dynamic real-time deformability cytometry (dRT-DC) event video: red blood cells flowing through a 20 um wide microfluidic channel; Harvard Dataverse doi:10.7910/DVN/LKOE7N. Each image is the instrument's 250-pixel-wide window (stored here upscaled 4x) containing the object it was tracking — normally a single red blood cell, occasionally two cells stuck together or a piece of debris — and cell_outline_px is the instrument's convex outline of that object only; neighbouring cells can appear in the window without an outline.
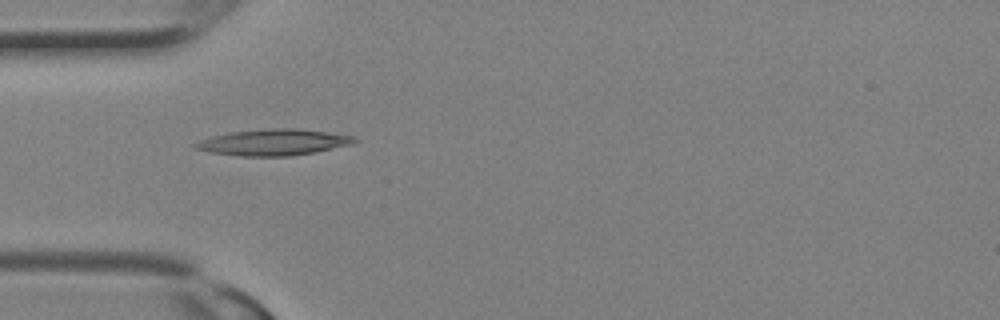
{"species": "Egyptian fruit bat (a non-hibernating species)", "species_latin": "Rousettus aegyptiacus", "temperature_condition": "room temperature", "stored_images_in_passage": 30, "camera_frame_rate_fps": 3000, "um_per_image_px": 0.085, "animal": {"sex": "female"}, "frame": {"image": 1, "passage_image": 9, "time_ms": 2.667, "image_size_px": [1000, 320], "cell_outline_px": [[360, 140], [352, 144], [316, 152], [288, 156], [240, 156], [212, 152], [196, 148], [192, 144], [200, 140], [212, 136], [232, 132], [272, 128], [296, 128], [356, 136]], "centroid_in_image_um": [23.3, 12.09], "position_along_channel_um": 61.7, "area_um2": 24.16}}
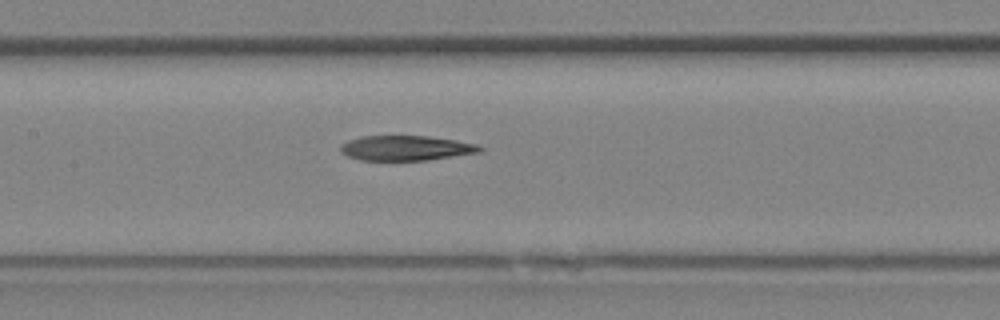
{"frame": {"image": 2, "passage_image": 14, "time_ms": 4.333, "image_size_px": [1000, 320], "cell_outline_px": [[484, 148], [480, 152], [428, 160], [360, 160], [348, 156], [340, 152], [340, 144], [348, 140], [360, 136], [428, 136], [456, 140], [476, 144]], "centroid_in_image_um": [34.48, 12.58], "position_along_channel_um": 172.9, "area_um2": 20.29}}
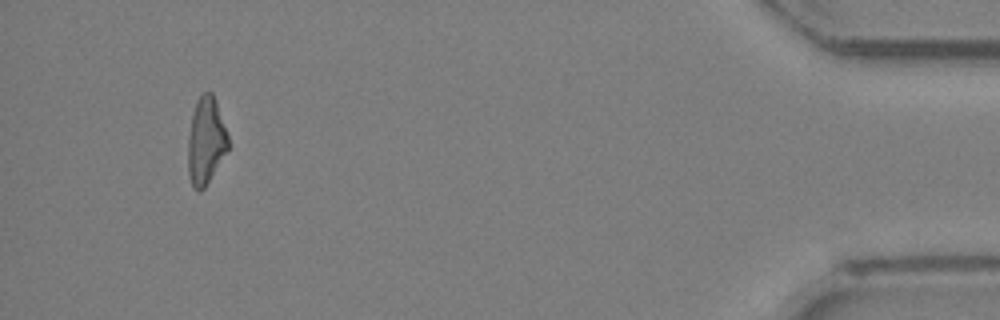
{"frame": {"image": 3, "passage_image": 28, "time_ms": 9.0, "image_size_px": [1000, 320], "cell_outline_px": [[228, 148], [204, 188], [200, 192], [196, 192], [192, 188], [188, 176], [188, 136], [192, 116], [196, 100], [204, 92], [212, 92], [216, 100], [228, 136]], "centroid_in_image_um": [17.47, 11.99], "position_along_channel_um": 417.7, "area_um2": 20.29}}